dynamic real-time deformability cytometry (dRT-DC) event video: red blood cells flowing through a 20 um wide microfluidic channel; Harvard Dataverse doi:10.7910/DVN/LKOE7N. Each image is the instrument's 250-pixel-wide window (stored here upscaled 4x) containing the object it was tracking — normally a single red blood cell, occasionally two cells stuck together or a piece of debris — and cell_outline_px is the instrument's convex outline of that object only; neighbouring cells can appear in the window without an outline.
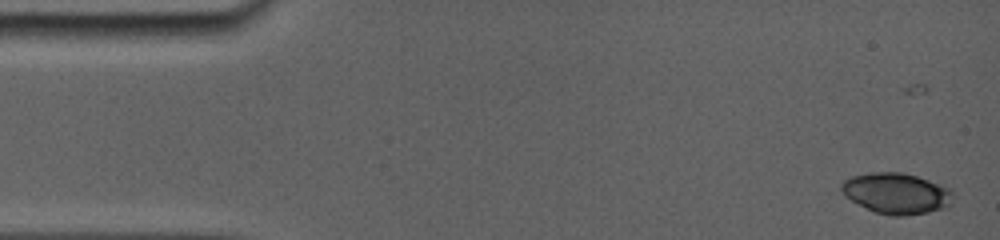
{"species": "common noctule bat (a hibernating species)", "species_latin": "Nyctalus noctula", "temperature_condition": "room temperature", "stored_images_in_passage": 20, "camera_frame_rate_fps": 5000, "um_per_image_px": 0.085, "animal": {"sex": "female", "body_mass_g": 19.0, "forearm_length_mm": 56.7}, "frame": {"image": 1, "passage_image": 4, "time_ms": 0.6, "image_size_px": [1000, 240], "cell_outline_px": [[952, 204], [948, 208], [908, 216], [892, 216], [876, 212], [844, 196], [840, 188], [844, 180], [852, 176], [876, 172], [900, 172], [916, 176], [936, 184], [952, 192]], "centroid_in_image_um": [76.19, 16.45], "position_along_channel_um": 8.8, "area_um2": 26.18}}
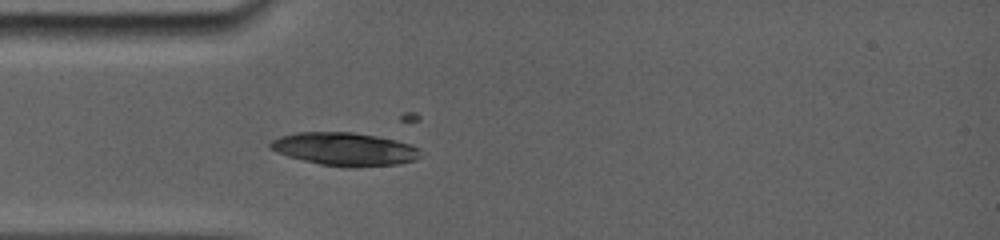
{"frame": {"image": 2, "passage_image": 20, "time_ms": 1004.8, "image_size_px": [1000, 240], "cell_outline_px": [[420, 156], [416, 160], [396, 164], [352, 168], [348, 168], [320, 164], [288, 156], [272, 148], [268, 144], [272, 140], [284, 136], [300, 132], [348, 132], [372, 136], [392, 140], [408, 144], [416, 148]], "centroid_in_image_um": [29.29, 12.69], "position_along_channel_um": 55.7, "area_um2": 28.21}}